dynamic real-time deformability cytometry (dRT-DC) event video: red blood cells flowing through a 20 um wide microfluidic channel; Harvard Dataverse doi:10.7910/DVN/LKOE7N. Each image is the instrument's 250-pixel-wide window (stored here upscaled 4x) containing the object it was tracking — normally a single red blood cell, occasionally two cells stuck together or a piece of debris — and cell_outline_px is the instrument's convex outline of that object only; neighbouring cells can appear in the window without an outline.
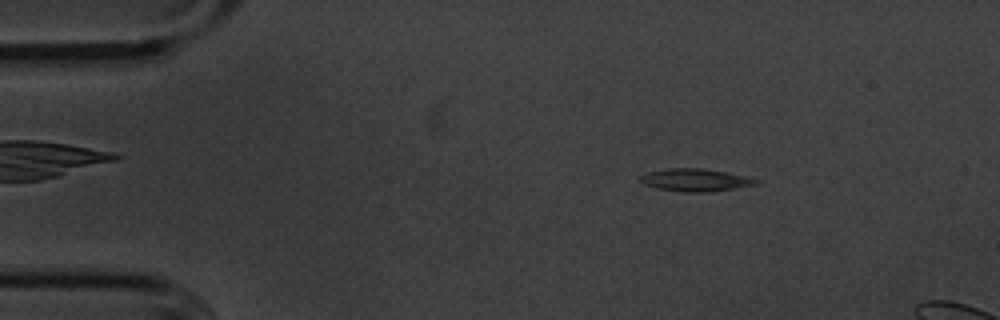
{"species": "common noctule bat (a hibernating species)", "species_latin": "Nyctalus noctula", "temperature_condition": "cold", "stored_images_in_passage": 14, "camera_frame_rate_fps": 3000, "um_per_image_px": 0.085, "animal": {"sex": "male", "body_mass_g": 20.1, "forearm_length_mm": 53.5}, "frame": {"image": 1, "passage_image": 8, "time_ms": 2.333, "image_size_px": [1000, 320], "cell_outline_px": [[760, 184], [712, 192], [684, 192], [656, 188], [644, 184], [640, 180], [640, 176], [648, 172], [668, 168], [700, 168], [724, 172], [744, 176], [760, 180]], "centroid_in_image_um": [59.12, 15.31], "position_along_channel_um": 25.9, "area_um2": 15.2}}